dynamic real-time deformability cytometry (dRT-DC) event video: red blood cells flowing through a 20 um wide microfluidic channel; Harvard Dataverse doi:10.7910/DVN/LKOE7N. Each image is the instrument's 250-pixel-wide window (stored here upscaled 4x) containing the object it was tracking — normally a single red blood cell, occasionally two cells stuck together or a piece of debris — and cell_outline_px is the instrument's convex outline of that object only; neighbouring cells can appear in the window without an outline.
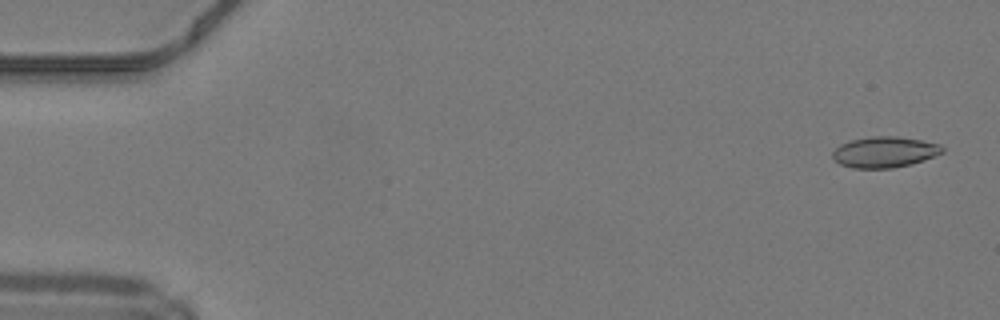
{"species": "common noctule bat (a hibernating species)", "species_latin": "Nyctalus noctula", "temperature_condition": "warm", "stored_images_in_passage": 49, "camera_frame_rate_fps": 3000, "um_per_image_px": 0.085, "animal": {"sex": "male", "body_mass_g": 19.2, "forearm_length_mm": 51.8}, "frame": {"image": 1, "passage_image": 2, "time_ms": 0.333, "image_size_px": [1000, 320], "cell_outline_px": [[944, 152], [924, 160], [892, 168], [852, 168], [840, 164], [832, 156], [832, 152], [840, 144], [848, 140], [872, 136], [896, 136], [920, 140], [940, 144], [944, 148]], "centroid_in_image_um": [75.17, 12.91], "position_along_channel_um": 9.8, "area_um2": 19.71}}
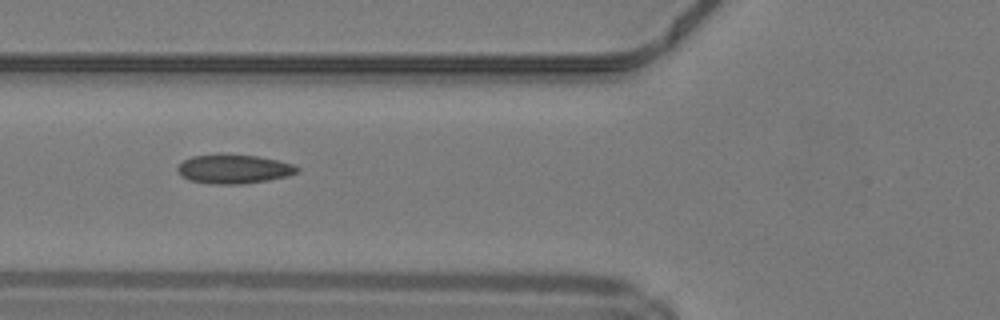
{"frame": {"image": 2, "passage_image": 19, "time_ms": 6.0, "image_size_px": [1000, 320], "cell_outline_px": [[300, 172], [288, 176], [268, 180], [240, 184], [212, 184], [192, 180], [180, 176], [176, 168], [184, 160], [192, 156], [220, 152], [224, 152], [256, 156], [276, 160], [292, 164], [300, 168]], "centroid_in_image_um": [19.86, 14.34], "position_along_channel_um": 105.9, "area_um2": 20.63}}
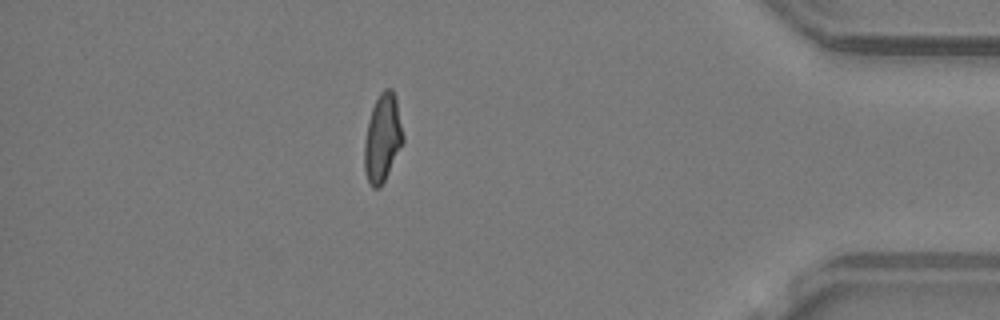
{"frame": {"image": 3, "passage_image": 43, "time_ms": 14.0, "image_size_px": [1000, 320], "cell_outline_px": [[404, 144], [380, 188], [372, 188], [368, 180], [364, 168], [364, 144], [368, 120], [372, 108], [380, 92], [384, 88], [392, 88], [396, 96], [404, 136]], "centroid_in_image_um": [32.53, 11.72], "position_along_channel_um": 402.7, "area_um2": 20.06}, "authors_computed_cell_mechanics": {"area_um2": 19.8254, "velocity_mm_per_s": 4.2571, "shape_relaxation_time_tau1_ms": null, "shape_relaxation_time_tau2_ms": 1.467, "deformation_change_tau1": null, "deformation_change_tau2": 0.0755}}